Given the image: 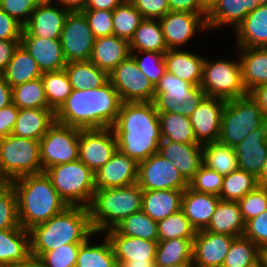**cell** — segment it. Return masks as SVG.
Wrapping results in <instances>:
<instances>
[{
	"label": "cell",
	"instance_id": "6da1fadb",
	"mask_svg": "<svg viewBox=\"0 0 267 267\" xmlns=\"http://www.w3.org/2000/svg\"><path fill=\"white\" fill-rule=\"evenodd\" d=\"M112 129L118 150L137 163L158 153L162 139L159 113L153 101L122 102Z\"/></svg>",
	"mask_w": 267,
	"mask_h": 267
},
{
	"label": "cell",
	"instance_id": "7a4b0ae2",
	"mask_svg": "<svg viewBox=\"0 0 267 267\" xmlns=\"http://www.w3.org/2000/svg\"><path fill=\"white\" fill-rule=\"evenodd\" d=\"M122 101L110 81L99 88L72 90L55 121L79 129L112 128Z\"/></svg>",
	"mask_w": 267,
	"mask_h": 267
},
{
	"label": "cell",
	"instance_id": "3957f363",
	"mask_svg": "<svg viewBox=\"0 0 267 267\" xmlns=\"http://www.w3.org/2000/svg\"><path fill=\"white\" fill-rule=\"evenodd\" d=\"M95 234L90 223L89 208L67 206L48 221L29 229L31 256L40 258L45 252L64 244L83 243Z\"/></svg>",
	"mask_w": 267,
	"mask_h": 267
},
{
	"label": "cell",
	"instance_id": "277c9868",
	"mask_svg": "<svg viewBox=\"0 0 267 267\" xmlns=\"http://www.w3.org/2000/svg\"><path fill=\"white\" fill-rule=\"evenodd\" d=\"M10 184L17 195L19 224L26 230L48 221L68 206L45 172L19 177Z\"/></svg>",
	"mask_w": 267,
	"mask_h": 267
},
{
	"label": "cell",
	"instance_id": "5b68a950",
	"mask_svg": "<svg viewBox=\"0 0 267 267\" xmlns=\"http://www.w3.org/2000/svg\"><path fill=\"white\" fill-rule=\"evenodd\" d=\"M88 208L94 233L106 232L126 217L142 210V189L137 183L124 187L95 189Z\"/></svg>",
	"mask_w": 267,
	"mask_h": 267
},
{
	"label": "cell",
	"instance_id": "8992f818",
	"mask_svg": "<svg viewBox=\"0 0 267 267\" xmlns=\"http://www.w3.org/2000/svg\"><path fill=\"white\" fill-rule=\"evenodd\" d=\"M44 172L68 206H90L96 189L95 174L79 159L51 166Z\"/></svg>",
	"mask_w": 267,
	"mask_h": 267
},
{
	"label": "cell",
	"instance_id": "52a82bcc",
	"mask_svg": "<svg viewBox=\"0 0 267 267\" xmlns=\"http://www.w3.org/2000/svg\"><path fill=\"white\" fill-rule=\"evenodd\" d=\"M42 172L38 140L12 134L0 138V182L10 183L19 177Z\"/></svg>",
	"mask_w": 267,
	"mask_h": 267
},
{
	"label": "cell",
	"instance_id": "ba28073f",
	"mask_svg": "<svg viewBox=\"0 0 267 267\" xmlns=\"http://www.w3.org/2000/svg\"><path fill=\"white\" fill-rule=\"evenodd\" d=\"M265 122L261 109L249 94L227 100L222 112L219 141L234 148Z\"/></svg>",
	"mask_w": 267,
	"mask_h": 267
},
{
	"label": "cell",
	"instance_id": "9c48e42d",
	"mask_svg": "<svg viewBox=\"0 0 267 267\" xmlns=\"http://www.w3.org/2000/svg\"><path fill=\"white\" fill-rule=\"evenodd\" d=\"M205 97L200 86L165 71L155 87L153 103L158 113H177L190 117Z\"/></svg>",
	"mask_w": 267,
	"mask_h": 267
},
{
	"label": "cell",
	"instance_id": "30bf717a",
	"mask_svg": "<svg viewBox=\"0 0 267 267\" xmlns=\"http://www.w3.org/2000/svg\"><path fill=\"white\" fill-rule=\"evenodd\" d=\"M212 62L205 58L203 63L200 87L206 96L230 100L248 94L243 86L239 59Z\"/></svg>",
	"mask_w": 267,
	"mask_h": 267
},
{
	"label": "cell",
	"instance_id": "8fae6325",
	"mask_svg": "<svg viewBox=\"0 0 267 267\" xmlns=\"http://www.w3.org/2000/svg\"><path fill=\"white\" fill-rule=\"evenodd\" d=\"M80 129L55 122L40 139L43 172L51 166L79 159Z\"/></svg>",
	"mask_w": 267,
	"mask_h": 267
},
{
	"label": "cell",
	"instance_id": "7c38bea8",
	"mask_svg": "<svg viewBox=\"0 0 267 267\" xmlns=\"http://www.w3.org/2000/svg\"><path fill=\"white\" fill-rule=\"evenodd\" d=\"M109 81L118 91L122 102L154 100L155 87L140 71L131 55L110 72Z\"/></svg>",
	"mask_w": 267,
	"mask_h": 267
},
{
	"label": "cell",
	"instance_id": "4fadbf2b",
	"mask_svg": "<svg viewBox=\"0 0 267 267\" xmlns=\"http://www.w3.org/2000/svg\"><path fill=\"white\" fill-rule=\"evenodd\" d=\"M137 185L142 190H185L189 182L159 153L138 163Z\"/></svg>",
	"mask_w": 267,
	"mask_h": 267
},
{
	"label": "cell",
	"instance_id": "5bb4252c",
	"mask_svg": "<svg viewBox=\"0 0 267 267\" xmlns=\"http://www.w3.org/2000/svg\"><path fill=\"white\" fill-rule=\"evenodd\" d=\"M96 37L81 11H70L61 33L66 62L89 61Z\"/></svg>",
	"mask_w": 267,
	"mask_h": 267
},
{
	"label": "cell",
	"instance_id": "9a60e30c",
	"mask_svg": "<svg viewBox=\"0 0 267 267\" xmlns=\"http://www.w3.org/2000/svg\"><path fill=\"white\" fill-rule=\"evenodd\" d=\"M117 149L112 128L80 129L79 160L94 174L110 160Z\"/></svg>",
	"mask_w": 267,
	"mask_h": 267
},
{
	"label": "cell",
	"instance_id": "2e32d148",
	"mask_svg": "<svg viewBox=\"0 0 267 267\" xmlns=\"http://www.w3.org/2000/svg\"><path fill=\"white\" fill-rule=\"evenodd\" d=\"M207 13L169 11L159 19L164 41L168 49H179L185 45L195 32L208 30Z\"/></svg>",
	"mask_w": 267,
	"mask_h": 267
},
{
	"label": "cell",
	"instance_id": "e0dca14e",
	"mask_svg": "<svg viewBox=\"0 0 267 267\" xmlns=\"http://www.w3.org/2000/svg\"><path fill=\"white\" fill-rule=\"evenodd\" d=\"M236 237L198 230L193 240L192 267H222Z\"/></svg>",
	"mask_w": 267,
	"mask_h": 267
},
{
	"label": "cell",
	"instance_id": "ac0fdd59",
	"mask_svg": "<svg viewBox=\"0 0 267 267\" xmlns=\"http://www.w3.org/2000/svg\"><path fill=\"white\" fill-rule=\"evenodd\" d=\"M227 100L206 96L190 116L194 135L199 144L219 141L222 112Z\"/></svg>",
	"mask_w": 267,
	"mask_h": 267
},
{
	"label": "cell",
	"instance_id": "d6986e66",
	"mask_svg": "<svg viewBox=\"0 0 267 267\" xmlns=\"http://www.w3.org/2000/svg\"><path fill=\"white\" fill-rule=\"evenodd\" d=\"M52 2H40L32 12L28 22L23 26L22 36H37L60 39L66 17L70 11L57 8Z\"/></svg>",
	"mask_w": 267,
	"mask_h": 267
},
{
	"label": "cell",
	"instance_id": "ffe728a7",
	"mask_svg": "<svg viewBox=\"0 0 267 267\" xmlns=\"http://www.w3.org/2000/svg\"><path fill=\"white\" fill-rule=\"evenodd\" d=\"M138 163L120 150L95 172L96 189L129 186L137 183Z\"/></svg>",
	"mask_w": 267,
	"mask_h": 267
},
{
	"label": "cell",
	"instance_id": "44dd1931",
	"mask_svg": "<svg viewBox=\"0 0 267 267\" xmlns=\"http://www.w3.org/2000/svg\"><path fill=\"white\" fill-rule=\"evenodd\" d=\"M234 149L238 169L251 173L257 178L267 158V121L250 132Z\"/></svg>",
	"mask_w": 267,
	"mask_h": 267
},
{
	"label": "cell",
	"instance_id": "7402d4cb",
	"mask_svg": "<svg viewBox=\"0 0 267 267\" xmlns=\"http://www.w3.org/2000/svg\"><path fill=\"white\" fill-rule=\"evenodd\" d=\"M20 44L36 61L42 73L59 71L66 66L60 39L37 36H21Z\"/></svg>",
	"mask_w": 267,
	"mask_h": 267
},
{
	"label": "cell",
	"instance_id": "603a6c76",
	"mask_svg": "<svg viewBox=\"0 0 267 267\" xmlns=\"http://www.w3.org/2000/svg\"><path fill=\"white\" fill-rule=\"evenodd\" d=\"M158 153L168 159L189 182L203 164V145L162 140Z\"/></svg>",
	"mask_w": 267,
	"mask_h": 267
},
{
	"label": "cell",
	"instance_id": "cb8c5ba5",
	"mask_svg": "<svg viewBox=\"0 0 267 267\" xmlns=\"http://www.w3.org/2000/svg\"><path fill=\"white\" fill-rule=\"evenodd\" d=\"M110 240L117 261L154 263L158 241L119 234L114 228L105 232Z\"/></svg>",
	"mask_w": 267,
	"mask_h": 267
},
{
	"label": "cell",
	"instance_id": "d4e9b609",
	"mask_svg": "<svg viewBox=\"0 0 267 267\" xmlns=\"http://www.w3.org/2000/svg\"><path fill=\"white\" fill-rule=\"evenodd\" d=\"M219 200L217 195L197 192L188 186L183 191L181 210L196 231L202 230L210 223Z\"/></svg>",
	"mask_w": 267,
	"mask_h": 267
},
{
	"label": "cell",
	"instance_id": "484cf974",
	"mask_svg": "<svg viewBox=\"0 0 267 267\" xmlns=\"http://www.w3.org/2000/svg\"><path fill=\"white\" fill-rule=\"evenodd\" d=\"M131 55L129 41L115 35L95 39L89 61L108 74Z\"/></svg>",
	"mask_w": 267,
	"mask_h": 267
},
{
	"label": "cell",
	"instance_id": "4316f807",
	"mask_svg": "<svg viewBox=\"0 0 267 267\" xmlns=\"http://www.w3.org/2000/svg\"><path fill=\"white\" fill-rule=\"evenodd\" d=\"M237 47L263 48L267 46V5H260L248 13L235 28Z\"/></svg>",
	"mask_w": 267,
	"mask_h": 267
},
{
	"label": "cell",
	"instance_id": "83f0119b",
	"mask_svg": "<svg viewBox=\"0 0 267 267\" xmlns=\"http://www.w3.org/2000/svg\"><path fill=\"white\" fill-rule=\"evenodd\" d=\"M166 71L195 86L202 81L204 57L180 49H168L164 55Z\"/></svg>",
	"mask_w": 267,
	"mask_h": 267
},
{
	"label": "cell",
	"instance_id": "f1b7e54d",
	"mask_svg": "<svg viewBox=\"0 0 267 267\" xmlns=\"http://www.w3.org/2000/svg\"><path fill=\"white\" fill-rule=\"evenodd\" d=\"M52 109H19L12 135L40 141L55 123Z\"/></svg>",
	"mask_w": 267,
	"mask_h": 267
},
{
	"label": "cell",
	"instance_id": "f546056e",
	"mask_svg": "<svg viewBox=\"0 0 267 267\" xmlns=\"http://www.w3.org/2000/svg\"><path fill=\"white\" fill-rule=\"evenodd\" d=\"M184 190H142V211L158 222L181 209Z\"/></svg>",
	"mask_w": 267,
	"mask_h": 267
},
{
	"label": "cell",
	"instance_id": "4dcf8cb0",
	"mask_svg": "<svg viewBox=\"0 0 267 267\" xmlns=\"http://www.w3.org/2000/svg\"><path fill=\"white\" fill-rule=\"evenodd\" d=\"M213 233L241 237L245 231V221L238 201L219 200L211 221L204 229Z\"/></svg>",
	"mask_w": 267,
	"mask_h": 267
},
{
	"label": "cell",
	"instance_id": "1f68e13d",
	"mask_svg": "<svg viewBox=\"0 0 267 267\" xmlns=\"http://www.w3.org/2000/svg\"><path fill=\"white\" fill-rule=\"evenodd\" d=\"M31 256L29 230L21 225L0 230V265L24 262Z\"/></svg>",
	"mask_w": 267,
	"mask_h": 267
},
{
	"label": "cell",
	"instance_id": "d6a6232c",
	"mask_svg": "<svg viewBox=\"0 0 267 267\" xmlns=\"http://www.w3.org/2000/svg\"><path fill=\"white\" fill-rule=\"evenodd\" d=\"M240 49V65L243 86L247 93L261 84L267 83V51L264 48Z\"/></svg>",
	"mask_w": 267,
	"mask_h": 267
},
{
	"label": "cell",
	"instance_id": "836d02e7",
	"mask_svg": "<svg viewBox=\"0 0 267 267\" xmlns=\"http://www.w3.org/2000/svg\"><path fill=\"white\" fill-rule=\"evenodd\" d=\"M72 90L99 88L109 81V74L91 61H71L64 67Z\"/></svg>",
	"mask_w": 267,
	"mask_h": 267
},
{
	"label": "cell",
	"instance_id": "e575fe53",
	"mask_svg": "<svg viewBox=\"0 0 267 267\" xmlns=\"http://www.w3.org/2000/svg\"><path fill=\"white\" fill-rule=\"evenodd\" d=\"M2 75L5 81L11 87H14L41 77L42 72L32 56L19 44Z\"/></svg>",
	"mask_w": 267,
	"mask_h": 267
},
{
	"label": "cell",
	"instance_id": "d590c367",
	"mask_svg": "<svg viewBox=\"0 0 267 267\" xmlns=\"http://www.w3.org/2000/svg\"><path fill=\"white\" fill-rule=\"evenodd\" d=\"M248 13H250L249 0H219L206 16L208 30L228 24L235 29Z\"/></svg>",
	"mask_w": 267,
	"mask_h": 267
},
{
	"label": "cell",
	"instance_id": "8d00e7d4",
	"mask_svg": "<svg viewBox=\"0 0 267 267\" xmlns=\"http://www.w3.org/2000/svg\"><path fill=\"white\" fill-rule=\"evenodd\" d=\"M130 51H150L166 53L168 48L164 41L159 19H144L129 41Z\"/></svg>",
	"mask_w": 267,
	"mask_h": 267
},
{
	"label": "cell",
	"instance_id": "74e56055",
	"mask_svg": "<svg viewBox=\"0 0 267 267\" xmlns=\"http://www.w3.org/2000/svg\"><path fill=\"white\" fill-rule=\"evenodd\" d=\"M193 240L174 238L158 241L154 265L192 264Z\"/></svg>",
	"mask_w": 267,
	"mask_h": 267
},
{
	"label": "cell",
	"instance_id": "f35d334b",
	"mask_svg": "<svg viewBox=\"0 0 267 267\" xmlns=\"http://www.w3.org/2000/svg\"><path fill=\"white\" fill-rule=\"evenodd\" d=\"M161 139L184 144H199L190 117L177 113H159Z\"/></svg>",
	"mask_w": 267,
	"mask_h": 267
},
{
	"label": "cell",
	"instance_id": "ab89813d",
	"mask_svg": "<svg viewBox=\"0 0 267 267\" xmlns=\"http://www.w3.org/2000/svg\"><path fill=\"white\" fill-rule=\"evenodd\" d=\"M203 164L223 176L238 169L235 149L220 141L203 145Z\"/></svg>",
	"mask_w": 267,
	"mask_h": 267
},
{
	"label": "cell",
	"instance_id": "60d3db41",
	"mask_svg": "<svg viewBox=\"0 0 267 267\" xmlns=\"http://www.w3.org/2000/svg\"><path fill=\"white\" fill-rule=\"evenodd\" d=\"M89 237L80 244L75 267H118L110 240L101 244H89Z\"/></svg>",
	"mask_w": 267,
	"mask_h": 267
},
{
	"label": "cell",
	"instance_id": "b9f144b4",
	"mask_svg": "<svg viewBox=\"0 0 267 267\" xmlns=\"http://www.w3.org/2000/svg\"><path fill=\"white\" fill-rule=\"evenodd\" d=\"M12 103L18 109H51L41 77L12 87Z\"/></svg>",
	"mask_w": 267,
	"mask_h": 267
},
{
	"label": "cell",
	"instance_id": "7bdbcfd3",
	"mask_svg": "<svg viewBox=\"0 0 267 267\" xmlns=\"http://www.w3.org/2000/svg\"><path fill=\"white\" fill-rule=\"evenodd\" d=\"M48 106L56 112L72 92V87L64 69L42 73Z\"/></svg>",
	"mask_w": 267,
	"mask_h": 267
},
{
	"label": "cell",
	"instance_id": "ee69618b",
	"mask_svg": "<svg viewBox=\"0 0 267 267\" xmlns=\"http://www.w3.org/2000/svg\"><path fill=\"white\" fill-rule=\"evenodd\" d=\"M114 229L124 236L158 241L157 222L142 210L123 219Z\"/></svg>",
	"mask_w": 267,
	"mask_h": 267
},
{
	"label": "cell",
	"instance_id": "f6af8a7d",
	"mask_svg": "<svg viewBox=\"0 0 267 267\" xmlns=\"http://www.w3.org/2000/svg\"><path fill=\"white\" fill-rule=\"evenodd\" d=\"M257 186V178L253 174L237 169L223 177L219 197L224 201H239Z\"/></svg>",
	"mask_w": 267,
	"mask_h": 267
},
{
	"label": "cell",
	"instance_id": "bcb514c9",
	"mask_svg": "<svg viewBox=\"0 0 267 267\" xmlns=\"http://www.w3.org/2000/svg\"><path fill=\"white\" fill-rule=\"evenodd\" d=\"M144 17L130 0H124L113 10L114 35L130 41Z\"/></svg>",
	"mask_w": 267,
	"mask_h": 267
},
{
	"label": "cell",
	"instance_id": "7dc6e473",
	"mask_svg": "<svg viewBox=\"0 0 267 267\" xmlns=\"http://www.w3.org/2000/svg\"><path fill=\"white\" fill-rule=\"evenodd\" d=\"M261 259V249L244 236L236 237L222 267H250Z\"/></svg>",
	"mask_w": 267,
	"mask_h": 267
},
{
	"label": "cell",
	"instance_id": "c3c4849f",
	"mask_svg": "<svg viewBox=\"0 0 267 267\" xmlns=\"http://www.w3.org/2000/svg\"><path fill=\"white\" fill-rule=\"evenodd\" d=\"M157 230L158 241L174 238L194 239L197 232L181 209L158 221Z\"/></svg>",
	"mask_w": 267,
	"mask_h": 267
},
{
	"label": "cell",
	"instance_id": "681fc988",
	"mask_svg": "<svg viewBox=\"0 0 267 267\" xmlns=\"http://www.w3.org/2000/svg\"><path fill=\"white\" fill-rule=\"evenodd\" d=\"M19 226L16 192L10 183L0 182V230Z\"/></svg>",
	"mask_w": 267,
	"mask_h": 267
},
{
	"label": "cell",
	"instance_id": "f907efd6",
	"mask_svg": "<svg viewBox=\"0 0 267 267\" xmlns=\"http://www.w3.org/2000/svg\"><path fill=\"white\" fill-rule=\"evenodd\" d=\"M145 54V57H141L136 52H131V56L137 62L140 71L146 76L147 79L153 84L154 87L159 83L160 78L166 71V63L164 59V53L141 51V54Z\"/></svg>",
	"mask_w": 267,
	"mask_h": 267
},
{
	"label": "cell",
	"instance_id": "816d5d0a",
	"mask_svg": "<svg viewBox=\"0 0 267 267\" xmlns=\"http://www.w3.org/2000/svg\"><path fill=\"white\" fill-rule=\"evenodd\" d=\"M223 177L217 171L202 164L194 177L189 181V187L197 192L219 196L222 189Z\"/></svg>",
	"mask_w": 267,
	"mask_h": 267
},
{
	"label": "cell",
	"instance_id": "f5cc1de1",
	"mask_svg": "<svg viewBox=\"0 0 267 267\" xmlns=\"http://www.w3.org/2000/svg\"><path fill=\"white\" fill-rule=\"evenodd\" d=\"M80 244H64L45 252L39 259L44 267H75Z\"/></svg>",
	"mask_w": 267,
	"mask_h": 267
},
{
	"label": "cell",
	"instance_id": "db71d44e",
	"mask_svg": "<svg viewBox=\"0 0 267 267\" xmlns=\"http://www.w3.org/2000/svg\"><path fill=\"white\" fill-rule=\"evenodd\" d=\"M245 223L267 210V188L257 186L238 201Z\"/></svg>",
	"mask_w": 267,
	"mask_h": 267
},
{
	"label": "cell",
	"instance_id": "11a10c76",
	"mask_svg": "<svg viewBox=\"0 0 267 267\" xmlns=\"http://www.w3.org/2000/svg\"><path fill=\"white\" fill-rule=\"evenodd\" d=\"M96 38L114 35L113 11L109 10H82L81 11Z\"/></svg>",
	"mask_w": 267,
	"mask_h": 267
},
{
	"label": "cell",
	"instance_id": "9f6ffc18",
	"mask_svg": "<svg viewBox=\"0 0 267 267\" xmlns=\"http://www.w3.org/2000/svg\"><path fill=\"white\" fill-rule=\"evenodd\" d=\"M39 3V0H0V9L24 26Z\"/></svg>",
	"mask_w": 267,
	"mask_h": 267
},
{
	"label": "cell",
	"instance_id": "6f0895ef",
	"mask_svg": "<svg viewBox=\"0 0 267 267\" xmlns=\"http://www.w3.org/2000/svg\"><path fill=\"white\" fill-rule=\"evenodd\" d=\"M243 236L250 239L260 249L267 247V210L245 223Z\"/></svg>",
	"mask_w": 267,
	"mask_h": 267
},
{
	"label": "cell",
	"instance_id": "680465c9",
	"mask_svg": "<svg viewBox=\"0 0 267 267\" xmlns=\"http://www.w3.org/2000/svg\"><path fill=\"white\" fill-rule=\"evenodd\" d=\"M144 19H160L169 11L167 0H130Z\"/></svg>",
	"mask_w": 267,
	"mask_h": 267
},
{
	"label": "cell",
	"instance_id": "91938a15",
	"mask_svg": "<svg viewBox=\"0 0 267 267\" xmlns=\"http://www.w3.org/2000/svg\"><path fill=\"white\" fill-rule=\"evenodd\" d=\"M22 32L23 25L0 9V39L20 40Z\"/></svg>",
	"mask_w": 267,
	"mask_h": 267
},
{
	"label": "cell",
	"instance_id": "94428289",
	"mask_svg": "<svg viewBox=\"0 0 267 267\" xmlns=\"http://www.w3.org/2000/svg\"><path fill=\"white\" fill-rule=\"evenodd\" d=\"M18 114L19 109L13 103L0 109V138L12 133Z\"/></svg>",
	"mask_w": 267,
	"mask_h": 267
},
{
	"label": "cell",
	"instance_id": "6125c7cd",
	"mask_svg": "<svg viewBox=\"0 0 267 267\" xmlns=\"http://www.w3.org/2000/svg\"><path fill=\"white\" fill-rule=\"evenodd\" d=\"M19 44L20 40L0 39V74L7 68L8 63L11 61L13 53Z\"/></svg>",
	"mask_w": 267,
	"mask_h": 267
},
{
	"label": "cell",
	"instance_id": "be15d7a7",
	"mask_svg": "<svg viewBox=\"0 0 267 267\" xmlns=\"http://www.w3.org/2000/svg\"><path fill=\"white\" fill-rule=\"evenodd\" d=\"M170 11H181L191 13H206L200 0H167Z\"/></svg>",
	"mask_w": 267,
	"mask_h": 267
},
{
	"label": "cell",
	"instance_id": "e7e4bbea",
	"mask_svg": "<svg viewBox=\"0 0 267 267\" xmlns=\"http://www.w3.org/2000/svg\"><path fill=\"white\" fill-rule=\"evenodd\" d=\"M248 94L261 109L262 115L267 121V83L256 86Z\"/></svg>",
	"mask_w": 267,
	"mask_h": 267
},
{
	"label": "cell",
	"instance_id": "03108f58",
	"mask_svg": "<svg viewBox=\"0 0 267 267\" xmlns=\"http://www.w3.org/2000/svg\"><path fill=\"white\" fill-rule=\"evenodd\" d=\"M124 0H89L84 10H109L113 11Z\"/></svg>",
	"mask_w": 267,
	"mask_h": 267
},
{
	"label": "cell",
	"instance_id": "003e7915",
	"mask_svg": "<svg viewBox=\"0 0 267 267\" xmlns=\"http://www.w3.org/2000/svg\"><path fill=\"white\" fill-rule=\"evenodd\" d=\"M12 103V87L5 81L0 74V109Z\"/></svg>",
	"mask_w": 267,
	"mask_h": 267
},
{
	"label": "cell",
	"instance_id": "a7ac6f4b",
	"mask_svg": "<svg viewBox=\"0 0 267 267\" xmlns=\"http://www.w3.org/2000/svg\"><path fill=\"white\" fill-rule=\"evenodd\" d=\"M88 1L89 0H58L57 2L68 11H82L87 6Z\"/></svg>",
	"mask_w": 267,
	"mask_h": 267
},
{
	"label": "cell",
	"instance_id": "89a4df30",
	"mask_svg": "<svg viewBox=\"0 0 267 267\" xmlns=\"http://www.w3.org/2000/svg\"><path fill=\"white\" fill-rule=\"evenodd\" d=\"M4 267H44L39 258L30 256L26 261L10 264Z\"/></svg>",
	"mask_w": 267,
	"mask_h": 267
},
{
	"label": "cell",
	"instance_id": "2644e50d",
	"mask_svg": "<svg viewBox=\"0 0 267 267\" xmlns=\"http://www.w3.org/2000/svg\"><path fill=\"white\" fill-rule=\"evenodd\" d=\"M258 186L267 188V158L260 175L257 177Z\"/></svg>",
	"mask_w": 267,
	"mask_h": 267
},
{
	"label": "cell",
	"instance_id": "8c879c8a",
	"mask_svg": "<svg viewBox=\"0 0 267 267\" xmlns=\"http://www.w3.org/2000/svg\"><path fill=\"white\" fill-rule=\"evenodd\" d=\"M118 267H155L154 263H133V261H117Z\"/></svg>",
	"mask_w": 267,
	"mask_h": 267
},
{
	"label": "cell",
	"instance_id": "753ad0ef",
	"mask_svg": "<svg viewBox=\"0 0 267 267\" xmlns=\"http://www.w3.org/2000/svg\"><path fill=\"white\" fill-rule=\"evenodd\" d=\"M202 9L208 14L219 0H200Z\"/></svg>",
	"mask_w": 267,
	"mask_h": 267
},
{
	"label": "cell",
	"instance_id": "34e18365",
	"mask_svg": "<svg viewBox=\"0 0 267 267\" xmlns=\"http://www.w3.org/2000/svg\"><path fill=\"white\" fill-rule=\"evenodd\" d=\"M250 1V12L254 11L260 5H267V0H249Z\"/></svg>",
	"mask_w": 267,
	"mask_h": 267
},
{
	"label": "cell",
	"instance_id": "11e5206c",
	"mask_svg": "<svg viewBox=\"0 0 267 267\" xmlns=\"http://www.w3.org/2000/svg\"><path fill=\"white\" fill-rule=\"evenodd\" d=\"M261 260L263 261L265 267H267V247L261 249Z\"/></svg>",
	"mask_w": 267,
	"mask_h": 267
},
{
	"label": "cell",
	"instance_id": "2a66077c",
	"mask_svg": "<svg viewBox=\"0 0 267 267\" xmlns=\"http://www.w3.org/2000/svg\"><path fill=\"white\" fill-rule=\"evenodd\" d=\"M155 267H192V264H178V265L155 266Z\"/></svg>",
	"mask_w": 267,
	"mask_h": 267
},
{
	"label": "cell",
	"instance_id": "b9fcfbb0",
	"mask_svg": "<svg viewBox=\"0 0 267 267\" xmlns=\"http://www.w3.org/2000/svg\"><path fill=\"white\" fill-rule=\"evenodd\" d=\"M250 267H265L263 261L260 259L258 262H256L254 265Z\"/></svg>",
	"mask_w": 267,
	"mask_h": 267
},
{
	"label": "cell",
	"instance_id": "09005b40",
	"mask_svg": "<svg viewBox=\"0 0 267 267\" xmlns=\"http://www.w3.org/2000/svg\"><path fill=\"white\" fill-rule=\"evenodd\" d=\"M40 2H53V0H39Z\"/></svg>",
	"mask_w": 267,
	"mask_h": 267
}]
</instances>
